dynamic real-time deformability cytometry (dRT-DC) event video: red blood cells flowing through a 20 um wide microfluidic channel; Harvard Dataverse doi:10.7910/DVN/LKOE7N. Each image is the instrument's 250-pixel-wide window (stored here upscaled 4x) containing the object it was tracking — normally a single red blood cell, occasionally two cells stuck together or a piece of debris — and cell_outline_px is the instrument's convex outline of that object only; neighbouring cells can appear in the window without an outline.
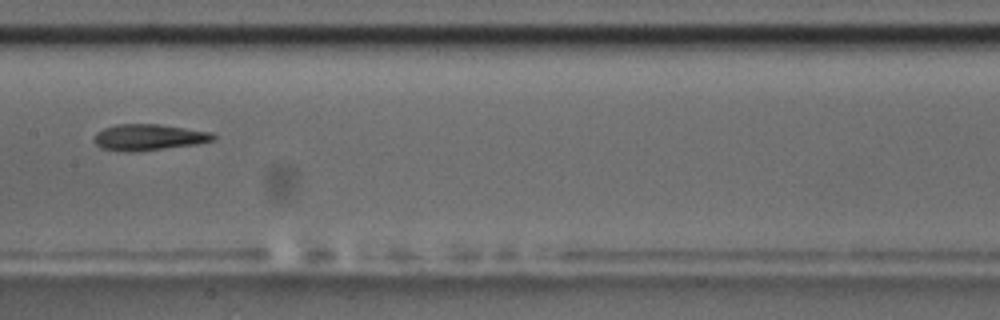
{"species": "common noctule bat (a hibernating species)", "species_latin": "Nyctalus noctula", "temperature_condition": "room temperature", "stored_images_in_passage": 4, "camera_frame_rate_fps": 3000, "um_per_image_px": 0.085, "animal": {"sex": "male", "body_mass_g": 17.5, "forearm_length_mm": 52.3}, "frame": {"image": 1, "passage_image": 4, "time_ms": 1.0, "image_size_px": [1000, 320], "cell_outline_px": [[216, 140], [196, 144], [136, 152], [124, 152], [100, 148], [92, 140], [96, 132], [104, 128], [116, 124], [160, 124], [212, 132], [216, 136]], "centroid_in_image_um": [12.62, 11.67], "position_along_channel_um": 194.8, "area_um2": 18.44}}